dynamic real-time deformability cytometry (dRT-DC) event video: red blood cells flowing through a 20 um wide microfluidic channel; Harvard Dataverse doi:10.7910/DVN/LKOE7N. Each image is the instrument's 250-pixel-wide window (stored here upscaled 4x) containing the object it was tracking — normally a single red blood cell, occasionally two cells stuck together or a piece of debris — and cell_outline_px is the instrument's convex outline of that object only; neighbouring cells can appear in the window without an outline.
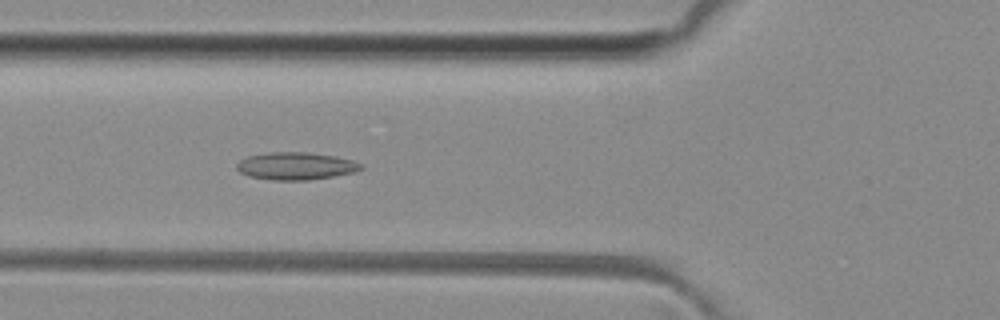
{"species": "common noctule bat (a hibernating species)", "species_latin": "Nyctalus noctula", "temperature_condition": "room temperature", "stored_images_in_passage": 47, "camera_frame_rate_fps": 3000, "um_per_image_px": 0.085, "animal": {"sex": "female", "body_mass_g": 29.2, "forearm_length_mm": 56.3}, "frame": {"image": 1, "passage_image": 17, "time_ms": 5.333, "image_size_px": [1000, 320], "cell_outline_px": [[364, 168], [352, 172], [332, 176], [308, 180], [272, 180], [248, 176], [240, 172], [236, 168], [236, 164], [240, 160], [248, 156], [268, 152], [308, 152], [336, 156], [352, 160], [364, 164]], "centroid_in_image_um": [25.14, 14.1], "position_along_channel_um": 100.7, "area_um2": 19.94}}
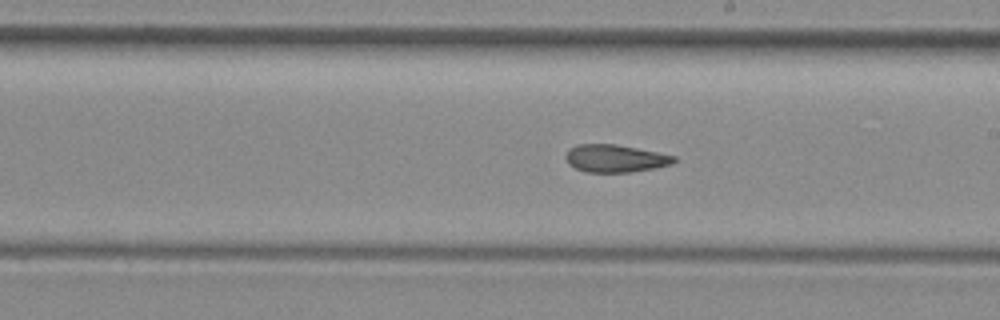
{"frame": {"image": 2, "passage_image": 27, "time_ms": 8.667, "image_size_px": [1000, 320], "cell_outline_px": [[676, 160], [672, 164], [632, 172], [584, 172], [568, 164], [564, 156], [568, 148], [576, 144], [616, 144], [676, 156]], "centroid_in_image_um": [52.24, 13.46], "position_along_channel_um": 236.8, "area_um2": 17.46}}
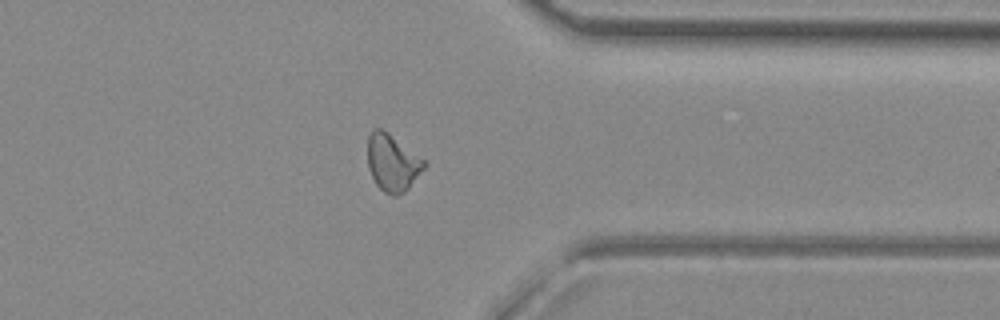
{"frame": {"image": 3, "passage_image": 38, "time_ms": 12.333, "image_size_px": [1000, 320], "cell_outline_px": [[428, 164], [408, 188], [404, 192], [396, 196], [392, 196], [384, 192], [376, 184], [368, 168], [368, 136], [376, 128], [380, 128], [388, 132], [424, 160]], "centroid_in_image_um": [33.35, 13.85], "position_along_channel_um": 378.0, "area_um2": 18.55}, "authors_computed_cell_mechanics": {"area_um2": 18.5538, "velocity_mm_per_s": 4.0848, "shape_relaxation_time_tau1_ms": null, "shape_relaxation_time_tau2_ms": 3.2281, "deformation_change_tau1": null, "deformation_change_tau2": 0.1071}}